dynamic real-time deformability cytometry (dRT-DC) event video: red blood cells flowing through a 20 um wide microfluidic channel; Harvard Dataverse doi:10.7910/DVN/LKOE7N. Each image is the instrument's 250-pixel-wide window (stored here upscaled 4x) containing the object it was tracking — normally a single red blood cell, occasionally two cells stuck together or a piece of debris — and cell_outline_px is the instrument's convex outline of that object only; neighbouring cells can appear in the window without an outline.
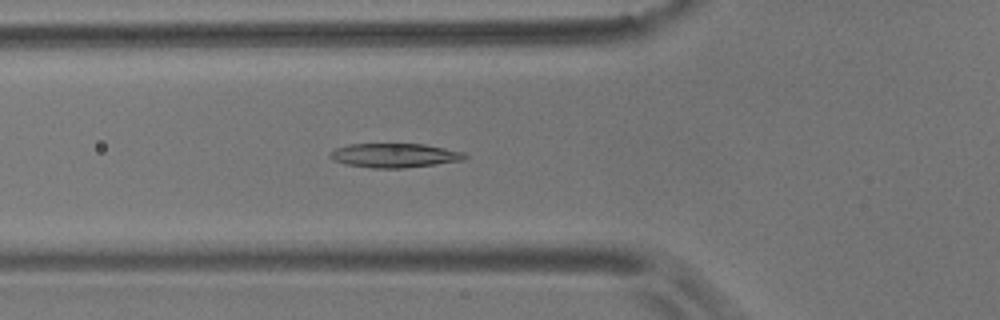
{"species": "common noctule bat (a hibernating species)", "species_latin": "Nyctalus noctula", "temperature_condition": "room temperature", "stored_images_in_passage": 44, "camera_frame_rate_fps": 3000, "um_per_image_px": 0.085, "animal": {"sex": "male", "body_mass_g": 17.9}, "frame": {"image": 1, "passage_image": 7, "time_ms": 2.0, "image_size_px": [1000, 320], "cell_outline_px": [[468, 156], [464, 160], [436, 164], [404, 168], [372, 168], [344, 164], [332, 160], [328, 156], [328, 152], [336, 148], [348, 144], [424, 144], [464, 152]], "centroid_in_image_um": [33.49, 13.21], "position_along_channel_um": 92.3, "area_um2": 19.13}}
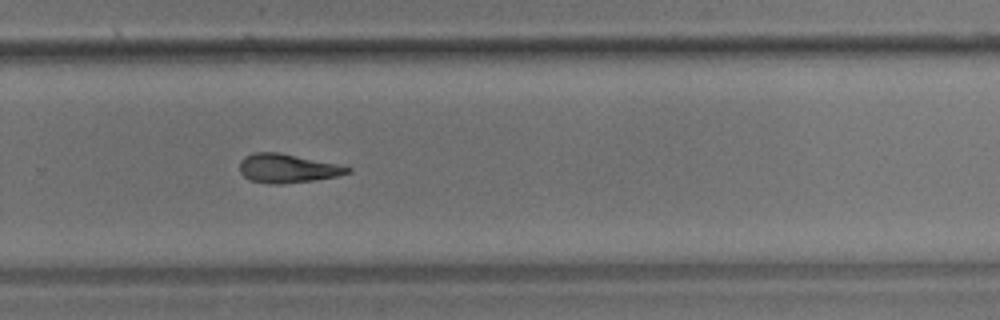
{"frame": {"image": 2, "passage_image": 25, "time_ms": 8.0, "image_size_px": [1000, 320], "cell_outline_px": [[352, 172], [336, 176], [312, 180], [280, 184], [268, 184], [248, 180], [240, 172], [240, 160], [244, 156], [252, 152], [280, 152], [336, 164], [352, 168]], "centroid_in_image_um": [24.37, 14.3], "position_along_channel_um": 305.4, "area_um2": 18.15}}
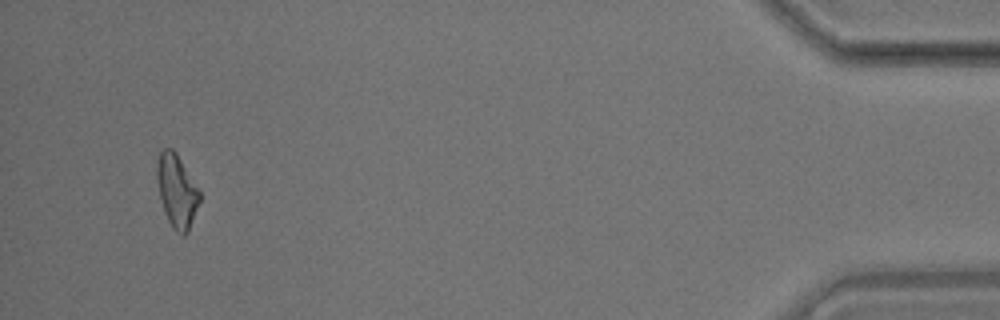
{"frame": {"image": 3, "passage_image": 41, "time_ms": 13.333, "image_size_px": [1000, 320], "cell_outline_px": [[200, 200], [188, 232], [184, 236], [176, 232], [172, 228], [168, 220], [160, 196], [156, 180], [156, 168], [160, 152], [164, 148], [172, 148], [176, 152], [200, 192]], "centroid_in_image_um": [15.02, 16.23], "position_along_channel_um": 420.2, "area_um2": 17.92}, "authors_computed_cell_mechanics": {"area_um2": 18.3226, "velocity_mm_per_s": 3.5487, "shape_relaxation_time_tau1_ms": 5.0176, "shape_relaxation_time_tau2_ms": 4.9762, "deformation_change_tau1": 0.1422, "deformation_change_tau2": 0.1505}}